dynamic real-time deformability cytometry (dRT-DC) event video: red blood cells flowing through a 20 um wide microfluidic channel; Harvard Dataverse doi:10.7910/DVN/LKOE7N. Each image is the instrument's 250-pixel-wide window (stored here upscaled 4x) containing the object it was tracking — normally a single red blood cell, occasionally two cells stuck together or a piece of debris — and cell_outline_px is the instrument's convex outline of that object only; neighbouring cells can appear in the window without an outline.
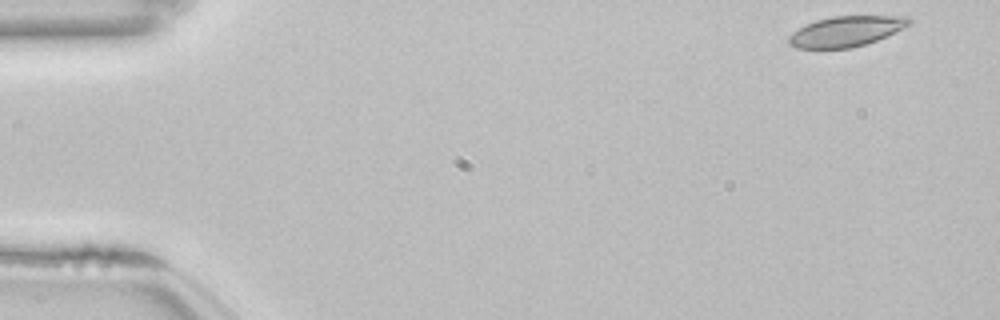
{"species": "common noctule bat (a hibernating species)", "species_latin": "Nyctalus noctula", "temperature_condition": "room temperature", "stored_images_in_passage": 50, "camera_frame_rate_fps": 3000, "um_per_image_px": 0.085, "animal": {"sex": "female", "body_mass_g": 22.7, "forearm_length_mm": 54.2}, "frame": {"image": 1, "passage_image": 1, "time_ms": 0.0, "image_size_px": [1000, 320], "cell_outline_px": [[912, 24], [904, 28], [876, 40], [852, 48], [796, 48], [788, 44], [788, 36], [792, 32], [816, 20], [832, 16], [908, 16], [912, 20]], "centroid_in_image_um": [71.93, 2.66], "position_along_channel_um": 13.1, "area_um2": 21.21}}
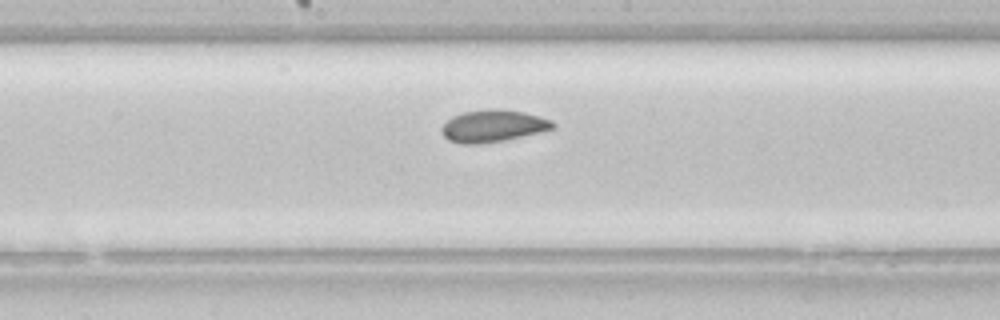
{"frame": {"image": 2, "passage_image": 26, "time_ms": 8.333, "image_size_px": [1000, 320], "cell_outline_px": [[556, 128], [540, 132], [504, 140], [480, 144], [460, 144], [448, 140], [444, 136], [440, 128], [452, 116], [464, 112], [496, 108], [500, 108], [524, 112], [540, 116], [552, 120], [556, 124]], "centroid_in_image_um": [41.93, 10.7], "position_along_channel_um": 206.3, "area_um2": 20.92}}
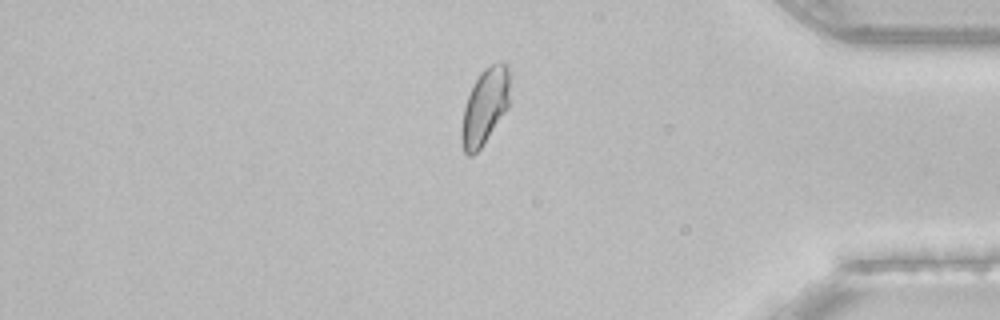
{"frame": {"image": 3, "passage_image": 43, "time_ms": 14.0, "image_size_px": [1000, 320], "cell_outline_px": [[508, 108], [480, 148], [472, 156], [468, 156], [464, 152], [460, 140], [460, 128], [464, 108], [468, 96], [480, 72], [484, 68], [492, 64], [504, 64], [508, 68]], "centroid_in_image_um": [41.17, 9.11], "position_along_channel_um": 394.0, "area_um2": 20.92}, "authors_computed_cell_mechanics": {"area_um2": 21.2993, "velocity_mm_per_s": 3.8231, "shape_relaxation_time_tau1_ms": null, "shape_relaxation_time_tau2_ms": 1.1812, "deformation_change_tau1": null, "deformation_change_tau2": 0.0481}}